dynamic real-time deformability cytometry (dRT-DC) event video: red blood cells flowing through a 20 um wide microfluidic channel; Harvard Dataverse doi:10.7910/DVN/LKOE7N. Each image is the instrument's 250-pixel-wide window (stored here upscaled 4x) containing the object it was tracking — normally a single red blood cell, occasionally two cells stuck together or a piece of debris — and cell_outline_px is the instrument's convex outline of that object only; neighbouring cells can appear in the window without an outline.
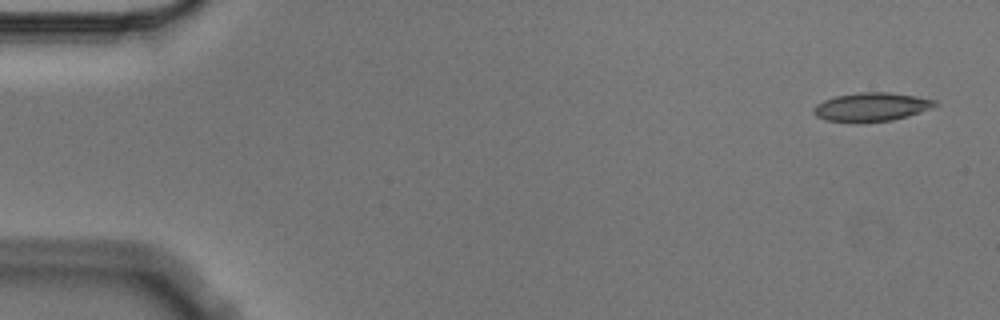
{"species": "Egyptian fruit bat (a non-hibernating species)", "species_latin": "Rousettus aegyptiacus", "temperature_condition": "cold", "stored_images_in_passage": 6, "segment_of_instrument_passage": [1, 2], "camera_frame_rate_fps": 3000, "um_per_image_px": 0.085, "animal": {"sex": "male"}, "frame": {"image": 1, "passage_image": 1, "time_ms": 0.0, "image_size_px": [1000, 320], "cell_outline_px": [[940, 104], [932, 108], [908, 116], [892, 120], [856, 124], [824, 120], [816, 116], [812, 112], [812, 108], [816, 104], [824, 100], [836, 96], [860, 92], [888, 92], [916, 96], [936, 100]], "centroid_in_image_um": [74.05, 9.11], "position_along_channel_um": 11.0, "area_um2": 20.75}}